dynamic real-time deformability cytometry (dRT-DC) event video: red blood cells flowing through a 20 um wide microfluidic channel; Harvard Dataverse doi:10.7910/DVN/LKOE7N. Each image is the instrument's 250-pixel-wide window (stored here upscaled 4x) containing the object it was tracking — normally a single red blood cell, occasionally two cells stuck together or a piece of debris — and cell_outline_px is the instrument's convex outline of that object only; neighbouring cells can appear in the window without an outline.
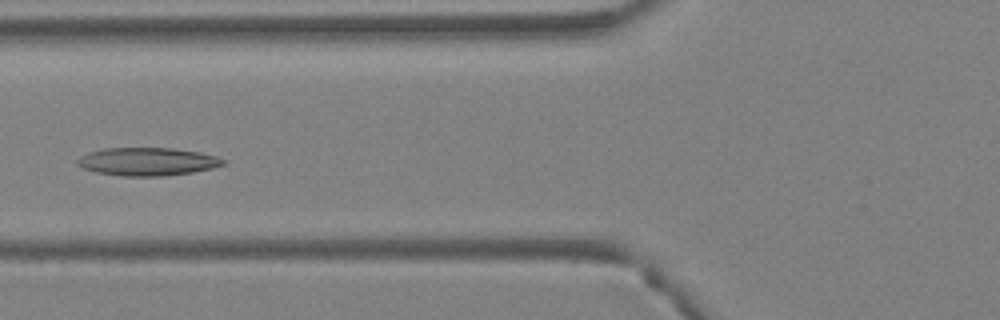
{"species": "Egyptian fruit bat (a non-hibernating species)", "species_latin": "Rousettus aegyptiacus", "temperature_condition": "warm", "stored_images_in_passage": 5, "camera_frame_rate_fps": 3000, "um_per_image_px": 0.085, "animal": {"sex": "female"}, "frame": {"image": 1, "passage_image": 5, "time_ms": 1.333, "image_size_px": [1000, 320], "cell_outline_px": [[228, 164], [212, 168], [192, 172], [164, 176], [120, 176], [96, 172], [84, 168], [76, 164], [76, 160], [80, 156], [88, 152], [104, 148], [172, 148], [200, 152], [216, 156], [228, 160]], "centroid_in_image_um": [12.56, 13.73], "position_along_channel_um": 113.2, "area_um2": 24.04}}